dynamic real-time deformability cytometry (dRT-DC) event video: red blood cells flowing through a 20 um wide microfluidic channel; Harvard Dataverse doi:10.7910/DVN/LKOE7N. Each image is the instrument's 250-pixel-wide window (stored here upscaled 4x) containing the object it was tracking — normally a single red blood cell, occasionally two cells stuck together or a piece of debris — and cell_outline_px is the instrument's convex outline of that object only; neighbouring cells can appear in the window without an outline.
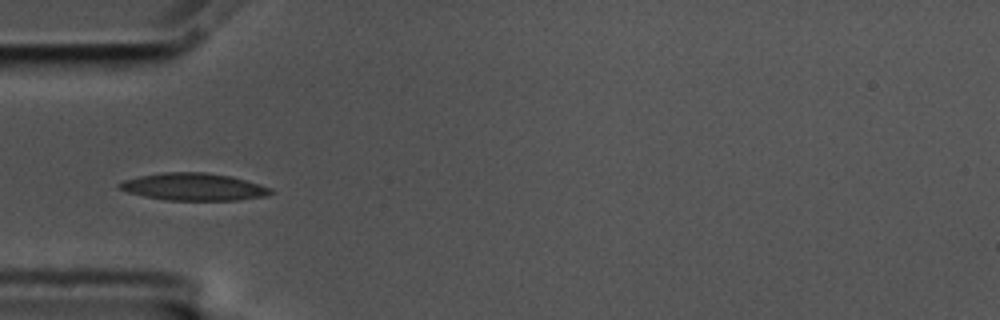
{"species": "common noctule bat (a hibernating species)", "species_latin": "Nyctalus noctula", "temperature_condition": "cold", "stored_images_in_passage": 6, "camera_frame_rate_fps": 3000, "um_per_image_px": 0.085, "animal": {"sex": "male", "body_mass_g": 17.5, "forearm_length_mm": 52.3}, "frame": {"image": 1, "passage_image": 3, "time_ms": 0.667, "image_size_px": [1000, 320], "cell_outline_px": [[272, 192], [268, 196], [240, 200], [164, 200], [144, 196], [128, 192], [116, 188], [116, 184], [124, 180], [140, 176], [164, 172], [204, 172], [232, 176], [260, 184], [272, 188]], "centroid_in_image_um": [16.46, 15.88], "position_along_channel_um": 68.5, "area_um2": 24.28}}